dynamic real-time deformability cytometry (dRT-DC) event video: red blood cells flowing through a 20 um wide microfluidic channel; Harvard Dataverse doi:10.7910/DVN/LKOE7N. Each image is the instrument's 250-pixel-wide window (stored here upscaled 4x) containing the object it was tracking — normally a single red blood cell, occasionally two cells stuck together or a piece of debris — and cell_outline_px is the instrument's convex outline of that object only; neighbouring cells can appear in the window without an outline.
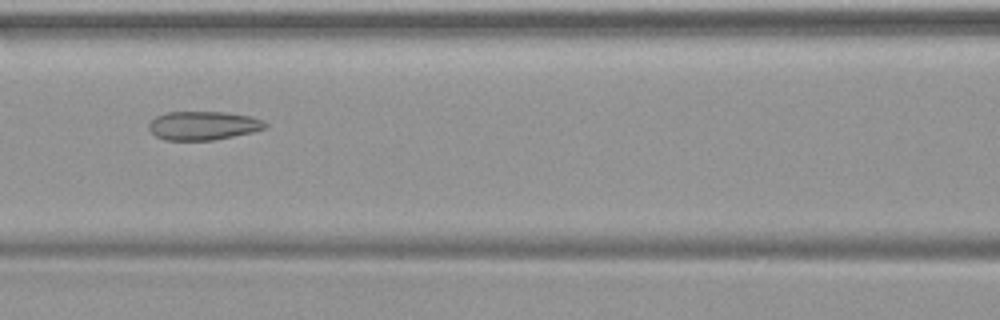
{"species": "common noctule bat (a hibernating species)", "species_latin": "Nyctalus noctula", "temperature_condition": "warm", "stored_images_in_passage": 49, "camera_frame_rate_fps": 3000, "um_per_image_px": 0.085, "animal": {"sex": "female", "body_mass_g": 19.9}, "frame": {"image": 1, "passage_image": 22, "time_ms": 7.0, "image_size_px": [1000, 320], "cell_outline_px": [[268, 124], [264, 128], [252, 132], [216, 140], [164, 140], [156, 136], [148, 128], [148, 124], [156, 116], [168, 112], [228, 112], [252, 116], [264, 120]], "centroid_in_image_um": [17.29, 10.67], "position_along_channel_um": 149.3, "area_um2": 19.59}}
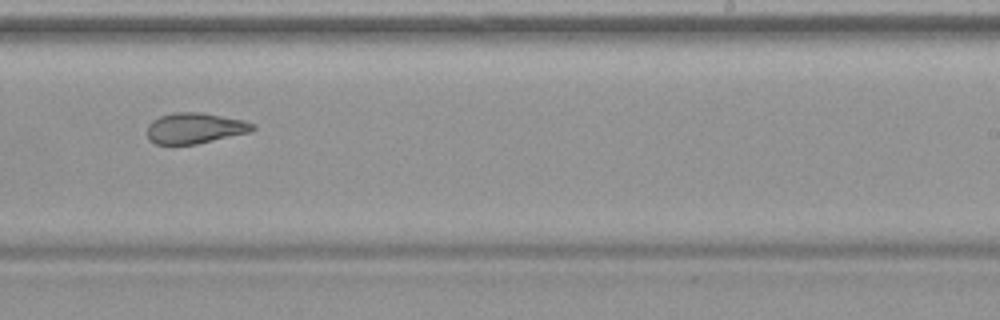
{"frame": {"image": 2, "passage_image": 31, "time_ms": 10.0, "image_size_px": [1000, 320], "cell_outline_px": [[256, 128], [252, 132], [196, 144], [156, 144], [148, 140], [148, 124], [152, 120], [160, 116], [172, 112], [200, 112], [244, 120], [256, 124]], "centroid_in_image_um": [16.59, 10.89], "position_along_channel_um": 272.4, "area_um2": 19.07}}
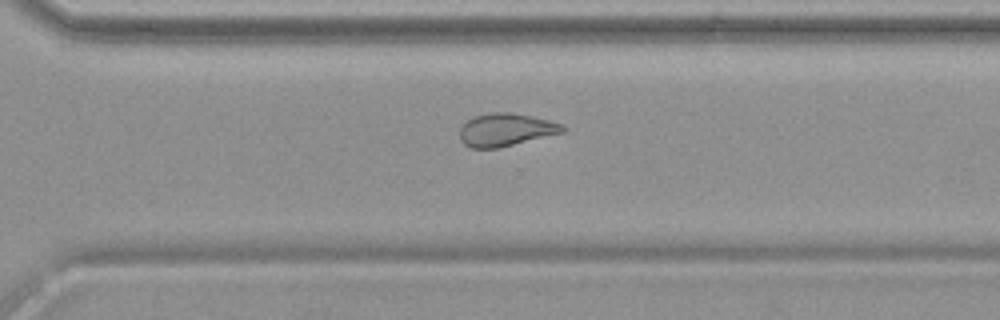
{"frame": {"image": 3, "passage_image": 35, "time_ms": 11.333, "image_size_px": [1000, 320], "cell_outline_px": [[568, 128], [564, 132], [496, 148], [472, 148], [464, 144], [460, 140], [460, 128], [468, 120], [476, 116], [492, 112], [508, 112], [532, 116], [564, 124]], "centroid_in_image_um": [43.01, 11.02], "position_along_channel_um": 327.6, "area_um2": 19.48}}